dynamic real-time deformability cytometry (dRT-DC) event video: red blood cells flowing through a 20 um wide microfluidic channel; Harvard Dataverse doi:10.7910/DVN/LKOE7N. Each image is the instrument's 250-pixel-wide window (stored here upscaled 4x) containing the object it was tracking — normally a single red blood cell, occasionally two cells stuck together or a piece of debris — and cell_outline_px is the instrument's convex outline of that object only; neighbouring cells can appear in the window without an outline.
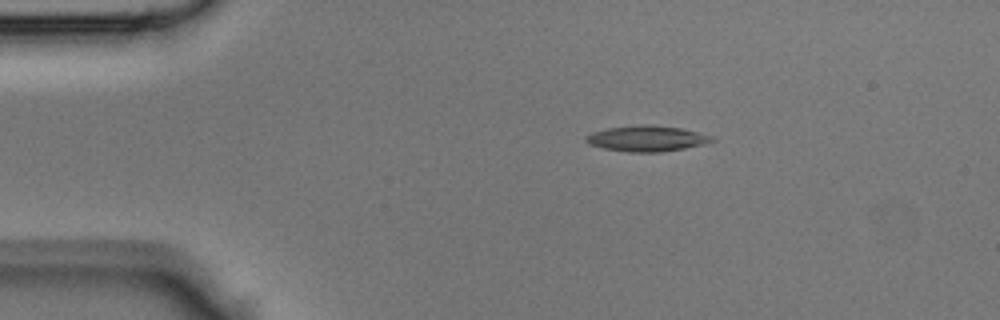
{"species": "Egyptian fruit bat (a non-hibernating species)", "species_latin": "Rousettus aegyptiacus", "temperature_condition": "room temperature", "stored_images_in_passage": 37, "camera_frame_rate_fps": 3000, "um_per_image_px": 0.085, "animal": {"sex": "male"}, "frame": {"image": 1, "passage_image": 1, "time_ms": 0.0, "image_size_px": [1000, 320], "cell_outline_px": [[716, 140], [704, 144], [684, 148], [660, 152], [628, 152], [604, 148], [588, 144], [584, 140], [584, 136], [592, 132], [608, 128], [640, 124], [648, 124], [680, 128], [712, 136]], "centroid_in_image_um": [54.94, 11.77], "position_along_channel_um": 30.1, "area_um2": 18.84}}
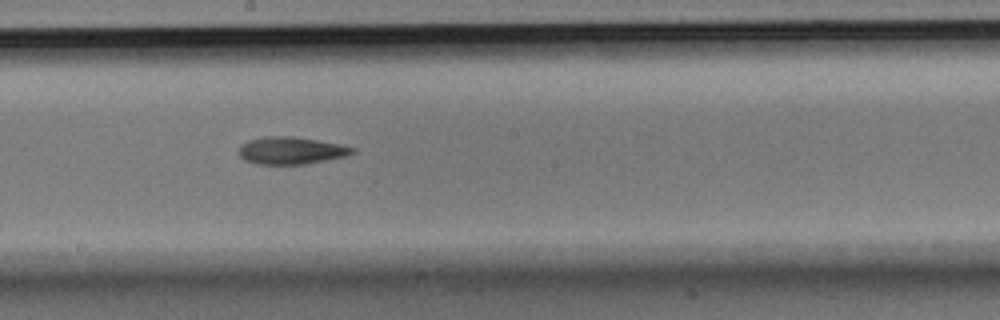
{"frame": {"image": 2, "passage_image": 17, "time_ms": 5.333, "image_size_px": [1000, 320], "cell_outline_px": [[356, 152], [344, 156], [308, 164], [260, 164], [244, 160], [240, 156], [240, 148], [248, 140], [268, 136], [292, 136], [340, 144], [356, 148]], "centroid_in_image_um": [24.78, 12.8], "position_along_channel_um": 223.4, "area_um2": 17.86}}
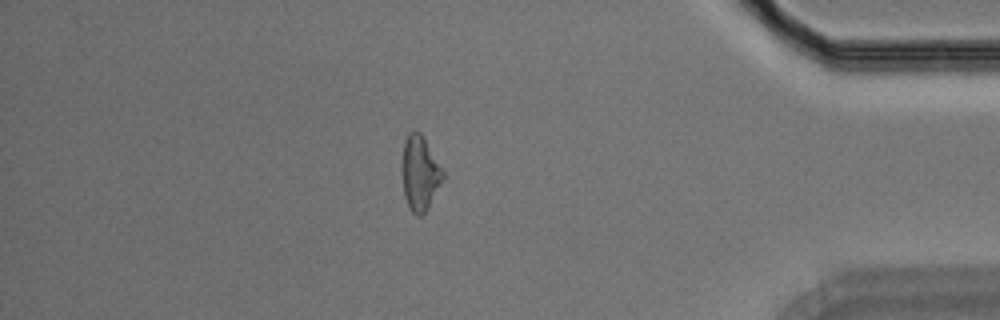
{"frame": {"image": 3, "passage_image": 31, "time_ms": 10.0, "image_size_px": [1000, 320], "cell_outline_px": [[444, 176], [428, 208], [420, 216], [416, 216], [408, 208], [404, 196], [404, 140], [408, 132], [412, 128], [416, 128], [420, 132], [444, 172]], "centroid_in_image_um": [35.7, 14.71], "position_along_channel_um": 399.5, "area_um2": 17.28}}